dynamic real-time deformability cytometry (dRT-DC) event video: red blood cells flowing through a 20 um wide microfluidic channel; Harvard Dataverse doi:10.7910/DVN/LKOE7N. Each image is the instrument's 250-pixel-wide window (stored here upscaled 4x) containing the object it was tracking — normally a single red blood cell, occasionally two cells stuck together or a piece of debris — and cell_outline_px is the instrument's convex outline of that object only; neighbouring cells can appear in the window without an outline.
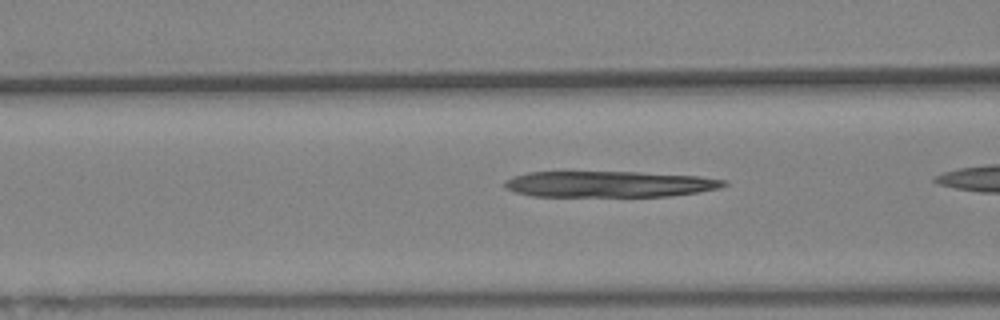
{"species": "Egyptian fruit bat (a non-hibernating species)", "species_latin": "Rousettus aegyptiacus", "temperature_condition": "warm", "stored_images_in_passage": 26, "camera_frame_rate_fps": 3000, "um_per_image_px": 0.085, "animal": {"sex": "female"}, "frame": {"image": 1, "passage_image": 5, "time_ms": 1.333, "image_size_px": [1000, 320], "cell_outline_px": [[728, 184], [720, 188], [696, 192], [668, 196], [532, 196], [516, 192], [504, 188], [504, 180], [512, 176], [528, 172], [636, 172], [700, 176], [728, 180]], "centroid_in_image_um": [51.78, 15.64], "position_along_channel_um": 114.8, "area_um2": 33.35}}
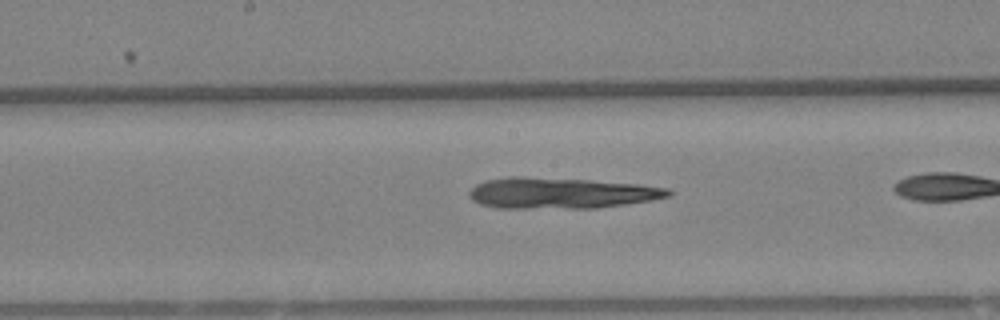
{"frame": {"image": 2, "passage_image": 12, "time_ms": 3.667, "image_size_px": [1000, 320], "cell_outline_px": [[672, 192], [668, 196], [652, 200], [596, 208], [496, 208], [480, 204], [472, 200], [468, 196], [468, 192], [476, 184], [484, 180], [508, 176], [520, 176], [592, 180], [640, 184], [668, 188]], "centroid_in_image_um": [47.62, 16.4], "position_along_channel_um": 200.6, "area_um2": 36.18}}
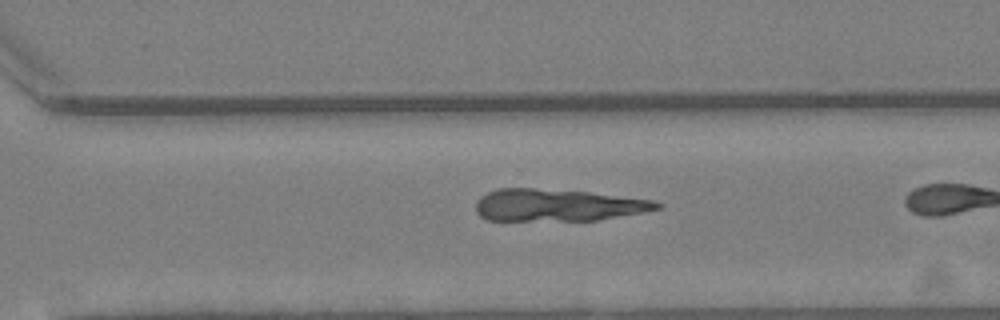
{"frame": {"image": 3, "passage_image": 22, "time_ms": 7.0, "image_size_px": [1000, 320], "cell_outline_px": [[664, 204], [660, 208], [644, 212], [596, 220], [488, 220], [480, 216], [476, 212], [476, 200], [480, 196], [496, 188], [532, 188], [588, 192], [652, 200]], "centroid_in_image_um": [47.36, 17.43], "position_along_channel_um": 323.2, "area_um2": 33.76}}